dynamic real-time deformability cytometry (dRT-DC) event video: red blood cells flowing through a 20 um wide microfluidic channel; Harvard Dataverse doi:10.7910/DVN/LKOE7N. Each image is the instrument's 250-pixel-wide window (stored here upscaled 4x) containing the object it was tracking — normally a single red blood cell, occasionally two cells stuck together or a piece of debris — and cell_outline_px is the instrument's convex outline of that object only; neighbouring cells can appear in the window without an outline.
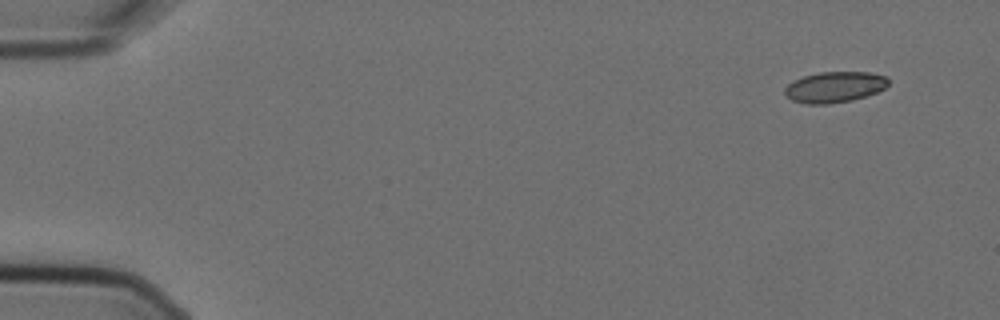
{"species": "Egyptian fruit bat (a non-hibernating species)", "species_latin": "Rousettus aegyptiacus", "temperature_condition": "cold", "stored_images_in_passage": 4, "camera_frame_rate_fps": 3000, "um_per_image_px": 0.085, "animal": {"sex": "female"}, "frame": {"image": 1, "passage_image": 1, "time_ms": 0.0, "image_size_px": [1000, 320], "cell_outline_px": [[888, 84], [884, 88], [876, 92], [852, 100], [828, 104], [804, 104], [792, 100], [784, 92], [784, 88], [792, 80], [804, 76], [820, 72], [868, 72], [888, 76]], "centroid_in_image_um": [70.92, 7.39], "position_along_channel_um": 14.1, "area_um2": 18.61}}
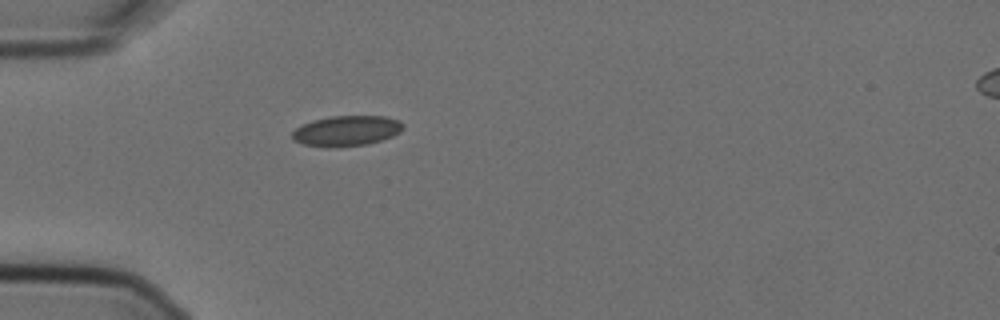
{"frame": {"image": 2, "passage_image": 4, "time_ms": 1.0, "image_size_px": [1000, 320], "cell_outline_px": [[404, 128], [400, 132], [392, 136], [368, 144], [336, 148], [324, 148], [304, 144], [292, 140], [292, 132], [296, 128], [312, 120], [332, 116], [384, 116], [400, 120], [404, 124]], "centroid_in_image_um": [29.45, 11.13], "position_along_channel_um": 55.5, "area_um2": 19.88}}